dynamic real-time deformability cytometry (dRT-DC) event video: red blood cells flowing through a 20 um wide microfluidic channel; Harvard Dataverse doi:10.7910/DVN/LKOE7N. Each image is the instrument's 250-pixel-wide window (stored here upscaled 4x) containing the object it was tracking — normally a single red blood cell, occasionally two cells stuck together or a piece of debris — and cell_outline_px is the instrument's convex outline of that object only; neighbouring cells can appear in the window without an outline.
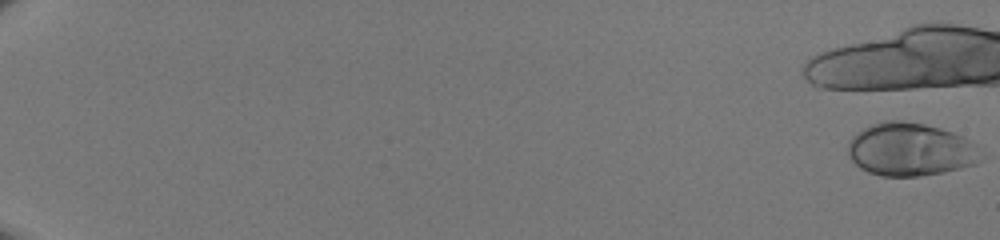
{"species": "human", "species_latin": "Homo sapiens", "temperature_condition": "room temperature", "stored_images_in_passage": 11, "camera_frame_rate_fps": 3000, "um_per_image_px": 0.085, "donor": {"sex": "male"}, "frame": {"image": 1, "passage_image": 1, "time_ms": 0.0, "image_size_px": [1000, 240], "cell_outline_px": [[976, 164], [940, 172], [916, 176], [880, 176], [868, 172], [860, 168], [852, 160], [848, 152], [848, 140], [856, 132], [872, 124], [884, 120], [900, 120], [924, 124], [940, 128], [964, 136], [976, 144]], "centroid_in_image_um": [77.3, 12.69], "position_along_channel_um": 7.7, "area_um2": 40.69}}